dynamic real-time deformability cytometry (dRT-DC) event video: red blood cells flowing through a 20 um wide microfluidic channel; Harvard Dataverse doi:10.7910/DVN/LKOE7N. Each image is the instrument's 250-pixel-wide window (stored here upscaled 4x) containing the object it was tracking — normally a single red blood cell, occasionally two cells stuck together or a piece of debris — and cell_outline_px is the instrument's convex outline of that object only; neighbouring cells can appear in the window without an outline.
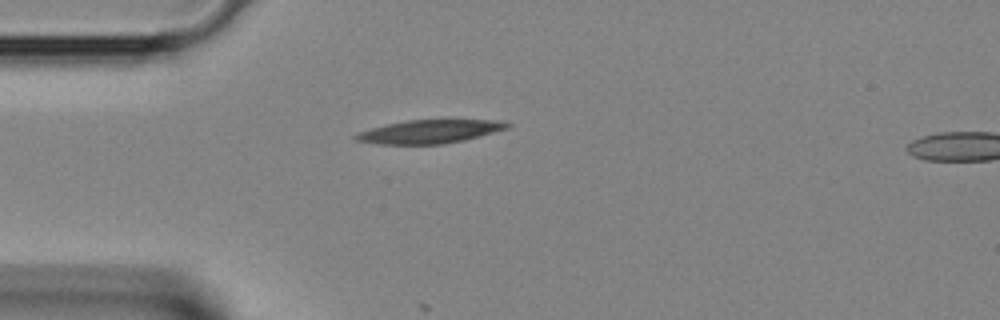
{"species": "Egyptian fruit bat (a non-hibernating species)", "species_latin": "Rousettus aegyptiacus", "temperature_condition": "room temperature", "stored_images_in_passage": 2, "segment_of_instrument_passage": [1, 2], "camera_frame_rate_fps": 3000, "um_per_image_px": 0.085, "animal": {"sex": "female"}, "frame": {"image": 1, "passage_image": 1, "time_ms": 0.0, "image_size_px": [1000, 320], "cell_outline_px": [[512, 124], [508, 128], [480, 136], [464, 140], [444, 144], [376, 144], [356, 140], [352, 136], [360, 132], [372, 128], [388, 124], [408, 120], [504, 120]], "centroid_in_image_um": [36.56, 11.18], "position_along_channel_um": 48.4, "area_um2": 20.58}}